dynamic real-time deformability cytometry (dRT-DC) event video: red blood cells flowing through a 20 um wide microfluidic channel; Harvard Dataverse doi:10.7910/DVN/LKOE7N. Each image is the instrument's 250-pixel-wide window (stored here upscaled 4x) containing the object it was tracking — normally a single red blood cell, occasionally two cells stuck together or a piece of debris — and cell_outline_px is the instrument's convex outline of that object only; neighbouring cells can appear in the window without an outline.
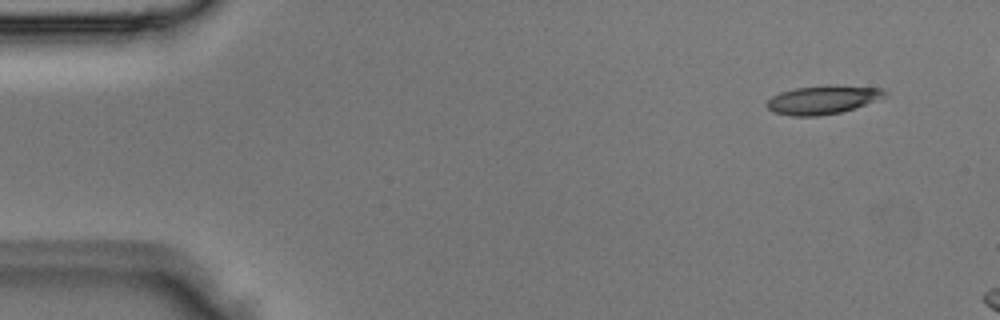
{"species": "Egyptian fruit bat (a non-hibernating species)", "species_latin": "Rousettus aegyptiacus", "temperature_condition": "room temperature", "stored_images_in_passage": 3, "camera_frame_rate_fps": 3000, "um_per_image_px": 0.085, "animal": {"sex": "male"}, "frame": {"image": 1, "passage_image": 1, "time_ms": 0.0, "image_size_px": [1000, 320], "cell_outline_px": [[888, 96], [840, 112], [820, 116], [792, 116], [772, 112], [764, 104], [772, 96], [780, 92], [796, 88], [828, 84], [884, 88], [888, 92]], "centroid_in_image_um": [69.93, 8.46], "position_along_channel_um": 15.1, "area_um2": 19.83}}